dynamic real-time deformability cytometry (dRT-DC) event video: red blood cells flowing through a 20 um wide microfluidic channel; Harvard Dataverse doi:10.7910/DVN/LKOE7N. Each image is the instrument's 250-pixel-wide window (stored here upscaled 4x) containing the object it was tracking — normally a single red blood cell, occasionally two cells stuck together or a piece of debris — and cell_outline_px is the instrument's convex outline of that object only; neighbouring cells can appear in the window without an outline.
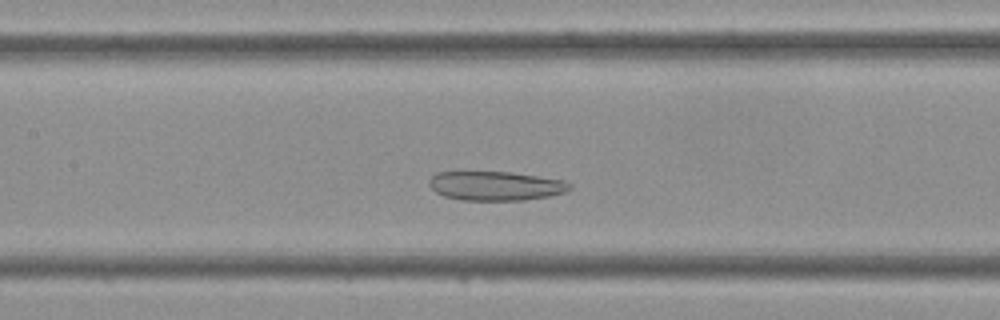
{"species": "Egyptian fruit bat (a non-hibernating species)", "species_latin": "Rousettus aegyptiacus", "temperature_condition": "cold", "stored_images_in_passage": 39, "camera_frame_rate_fps": 3000, "um_per_image_px": 0.085, "frame": {"image": 1, "passage_image": 15, "time_ms": 4.667, "image_size_px": [1000, 320], "cell_outline_px": [[572, 188], [564, 192], [548, 196], [524, 200], [460, 200], [444, 196], [436, 192], [428, 184], [428, 180], [436, 172], [512, 172], [564, 180], [572, 184]], "centroid_in_image_um": [42.12, 15.79], "position_along_channel_um": 165.3, "area_um2": 23.93}}
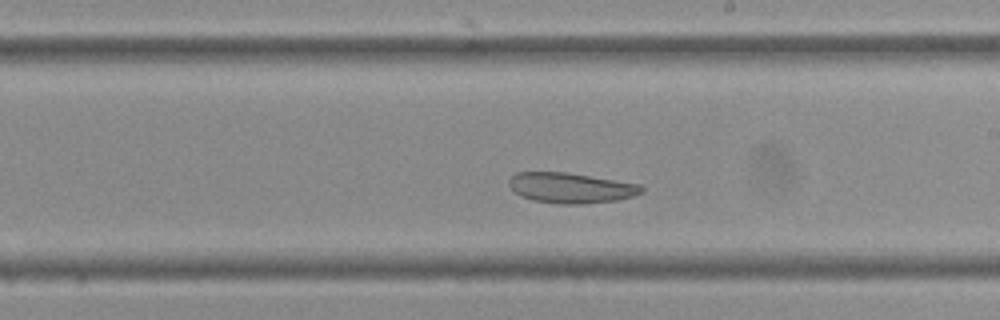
{"frame": {"image": 2, "passage_image": 20, "time_ms": 6.333, "image_size_px": [1000, 320], "cell_outline_px": [[644, 192], [632, 196], [616, 200], [580, 204], [556, 204], [532, 200], [520, 196], [508, 184], [508, 180], [516, 172], [568, 172], [640, 184], [644, 188]], "centroid_in_image_um": [48.51, 15.97], "position_along_channel_um": 240.5, "area_um2": 23.52}}
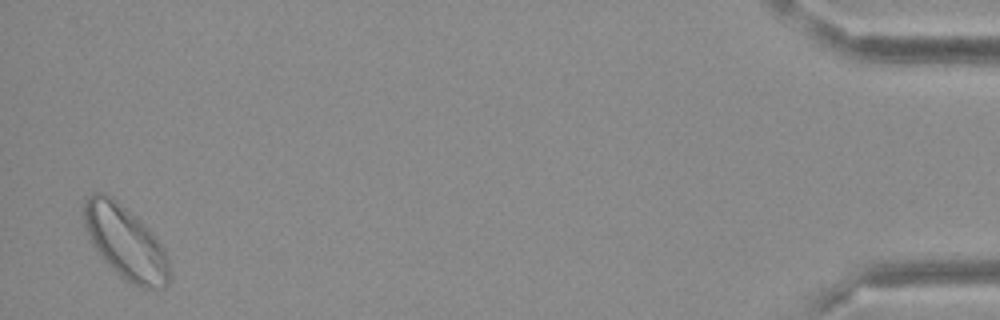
{"frame": {"image": 3, "passage_image": 38, "time_ms": 12.333, "image_size_px": [1000, 320], "cell_outline_px": [[172, 276], [168, 284], [164, 288], [140, 288], [132, 284], [120, 276], [104, 260], [92, 244], [84, 228], [84, 200], [92, 192], [104, 192], [112, 196], [136, 216], [152, 232], [164, 248], [168, 256], [172, 272]], "centroid_in_image_um": [10.69, 20.61], "position_along_channel_um": 424.5, "area_um2": 37.05}}